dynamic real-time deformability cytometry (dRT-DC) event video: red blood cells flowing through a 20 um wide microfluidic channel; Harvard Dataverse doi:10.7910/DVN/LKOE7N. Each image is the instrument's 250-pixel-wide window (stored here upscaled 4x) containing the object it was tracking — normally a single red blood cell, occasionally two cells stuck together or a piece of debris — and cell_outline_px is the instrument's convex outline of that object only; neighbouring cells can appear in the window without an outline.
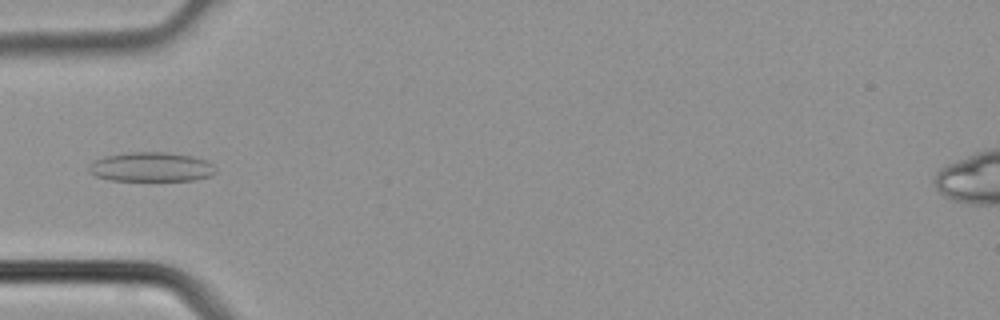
{"species": "common noctule bat (a hibernating species)", "species_latin": "Nyctalus noctula", "temperature_condition": "cold", "stored_images_in_passage": 3, "camera_frame_rate_fps": 3000, "um_per_image_px": 0.085, "animal": {"sex": "male", "body_mass_g": 21.5, "forearm_length_mm": 52.0}, "frame": {"image": 1, "passage_image": 3, "time_ms": 0.667, "image_size_px": [1000, 320], "cell_outline_px": [[216, 172], [212, 176], [196, 180], [108, 180], [96, 176], [88, 168], [88, 164], [104, 156], [128, 152], [164, 152], [192, 156], [204, 160], [212, 164], [216, 168]], "centroid_in_image_um": [12.87, 14.19], "position_along_channel_um": 72.1, "area_um2": 21.68}}